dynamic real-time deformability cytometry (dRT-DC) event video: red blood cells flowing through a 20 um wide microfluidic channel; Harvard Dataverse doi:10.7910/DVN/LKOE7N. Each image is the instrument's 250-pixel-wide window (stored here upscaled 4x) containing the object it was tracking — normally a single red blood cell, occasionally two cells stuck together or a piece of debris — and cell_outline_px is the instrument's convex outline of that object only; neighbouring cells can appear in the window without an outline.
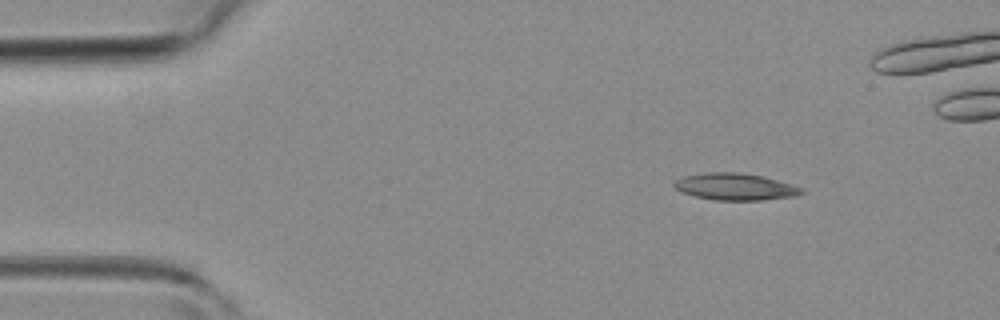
{"species": "common noctule bat (a hibernating species)", "species_latin": "Nyctalus noctula", "temperature_condition": "room temperature", "stored_images_in_passage": 6, "segment_of_instrument_passage": [2, 2], "camera_frame_rate_fps": 3000, "um_per_image_px": 0.085, "animal": {"sex": "female", "body_mass_g": 19.3, "forearm_length_mm": 54.1}, "frame": {"image": 1, "passage_image": 6, "time_ms": 5.667, "image_size_px": [1000, 320], "cell_outline_px": [[804, 192], [796, 196], [764, 200], [712, 200], [692, 196], [680, 192], [672, 184], [676, 180], [684, 176], [704, 172], [740, 172], [760, 176], [792, 184], [804, 188]], "centroid_in_image_um": [62.47, 15.88], "position_along_channel_um": 22.5, "area_um2": 20.11}}